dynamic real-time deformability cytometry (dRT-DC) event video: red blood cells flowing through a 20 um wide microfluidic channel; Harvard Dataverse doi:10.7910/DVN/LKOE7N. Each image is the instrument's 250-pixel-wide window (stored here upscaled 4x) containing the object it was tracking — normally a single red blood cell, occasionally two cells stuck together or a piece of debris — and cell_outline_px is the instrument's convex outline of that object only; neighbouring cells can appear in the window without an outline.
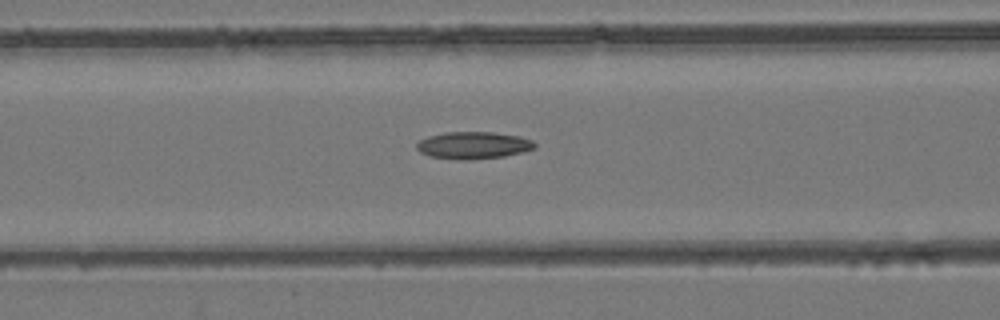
{"species": "common noctule bat (a hibernating species)", "species_latin": "Nyctalus noctula", "temperature_condition": "room temperature", "stored_images_in_passage": 30, "camera_frame_rate_fps": 3000, "um_per_image_px": 0.085, "animal": {"sex": "female", "body_mass_g": 24.6, "forearm_length_mm": 56.2}, "frame": {"image": 1, "passage_image": 5, "time_ms": 1.333, "image_size_px": [1000, 320], "cell_outline_px": [[536, 148], [504, 156], [468, 160], [460, 160], [432, 156], [420, 152], [416, 148], [416, 144], [420, 140], [428, 136], [444, 132], [492, 132], [520, 136], [532, 140], [536, 144]], "centroid_in_image_um": [40.23, 12.34], "position_along_channel_um": 126.4, "area_um2": 18.61}}
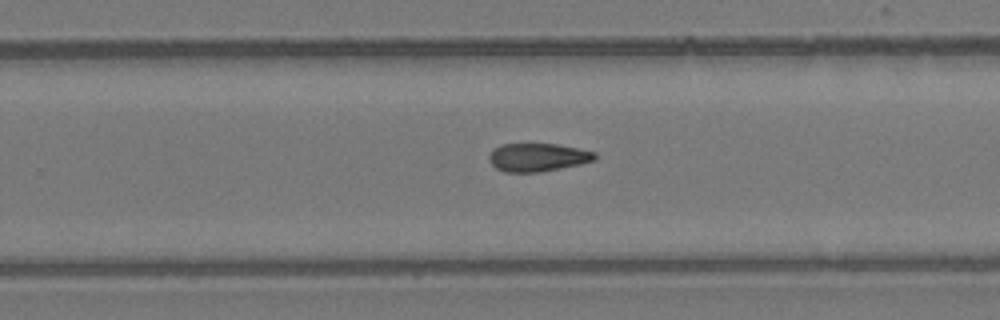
{"frame": {"image": 2, "passage_image": 17, "time_ms": 5.333, "image_size_px": [1000, 320], "cell_outline_px": [[596, 160], [580, 164], [540, 172], [504, 172], [496, 168], [488, 160], [488, 156], [500, 144], [556, 144], [596, 152]], "centroid_in_image_um": [45.7, 13.38], "position_along_channel_um": 284.1, "area_um2": 17.28}}
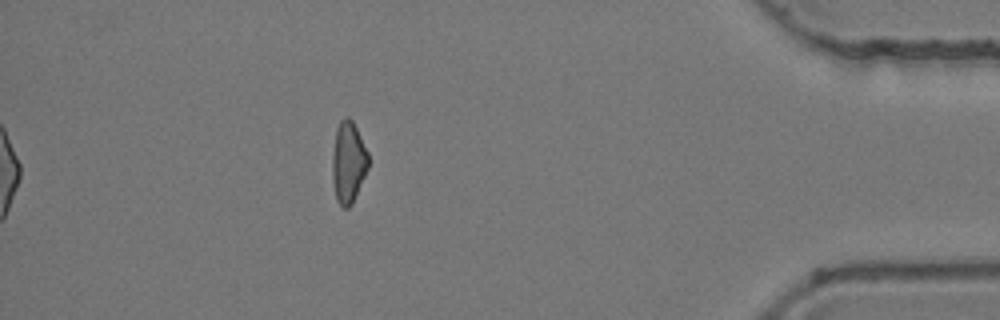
{"frame": {"image": 3, "passage_image": 30, "time_ms": 9.667, "image_size_px": [1000, 320], "cell_outline_px": [[368, 168], [352, 204], [348, 208], [340, 208], [336, 200], [332, 180], [332, 152], [336, 128], [340, 120], [344, 116], [348, 116], [352, 120], [368, 152]], "centroid_in_image_um": [29.58, 13.8], "position_along_channel_um": 405.6, "area_um2": 17.34}}